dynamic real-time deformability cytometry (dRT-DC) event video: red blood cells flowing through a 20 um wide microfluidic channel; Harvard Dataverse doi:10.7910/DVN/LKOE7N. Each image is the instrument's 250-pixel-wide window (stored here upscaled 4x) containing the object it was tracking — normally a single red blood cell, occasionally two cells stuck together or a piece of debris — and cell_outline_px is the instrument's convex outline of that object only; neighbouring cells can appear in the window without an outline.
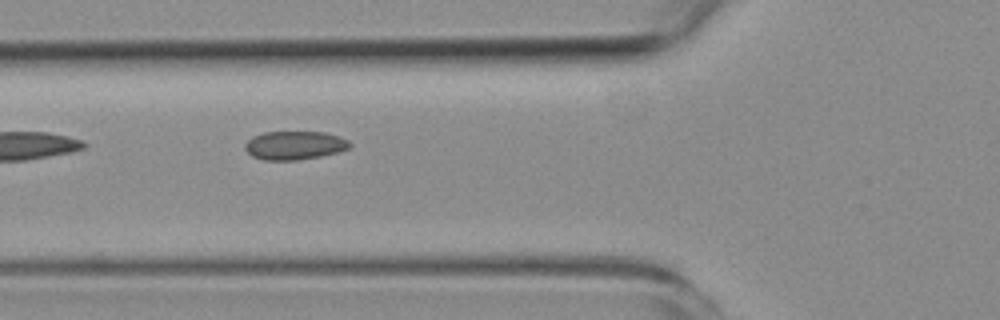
{"species": "common noctule bat (a hibernating species)", "species_latin": "Nyctalus noctula", "temperature_condition": "room temperature", "stored_images_in_passage": 7, "segment_of_instrument_passage": [2, 2], "camera_frame_rate_fps": 3000, "um_per_image_px": 0.085, "animal": {"sex": "female", "body_mass_g": 19.3, "forearm_length_mm": 54.1}, "frame": {"image": 1, "passage_image": 6, "time_ms": 6.0, "image_size_px": [1000, 320], "cell_outline_px": [[352, 144], [348, 148], [340, 152], [320, 156], [296, 160], [264, 160], [252, 156], [244, 148], [244, 144], [252, 136], [264, 132], [324, 132], [340, 136], [348, 140]], "centroid_in_image_um": [25.04, 12.35], "position_along_channel_um": 100.8, "area_um2": 17.51}}